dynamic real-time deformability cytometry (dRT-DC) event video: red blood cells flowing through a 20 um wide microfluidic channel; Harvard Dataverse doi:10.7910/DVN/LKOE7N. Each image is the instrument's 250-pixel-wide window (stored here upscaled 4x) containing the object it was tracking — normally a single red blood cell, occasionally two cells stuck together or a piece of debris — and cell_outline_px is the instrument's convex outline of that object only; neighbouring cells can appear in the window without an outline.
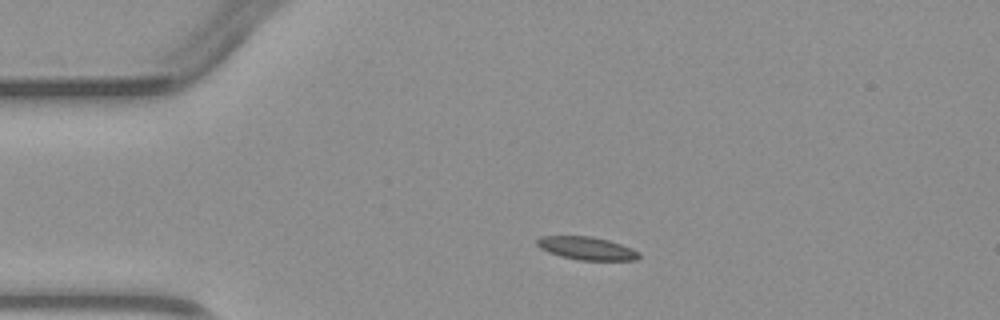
{"species": "common noctule bat (a hibernating species)", "species_latin": "Nyctalus noctula", "temperature_condition": "warm", "stored_images_in_passage": 2, "camera_frame_rate_fps": 3000, "um_per_image_px": 0.085, "animal": {"sex": "male", "body_mass_g": 23.1, "forearm_length_mm": 52.7}, "frame": {"image": 1, "passage_image": 1, "time_ms": 0.0, "image_size_px": [1000, 320], "cell_outline_px": [[640, 256], [636, 260], [580, 260], [560, 256], [548, 252], [540, 248], [536, 244], [536, 240], [540, 236], [592, 236], [608, 240], [632, 248], [640, 252]], "centroid_in_image_um": [49.86, 21.1], "position_along_channel_um": 35.1, "area_um2": 13.7}}